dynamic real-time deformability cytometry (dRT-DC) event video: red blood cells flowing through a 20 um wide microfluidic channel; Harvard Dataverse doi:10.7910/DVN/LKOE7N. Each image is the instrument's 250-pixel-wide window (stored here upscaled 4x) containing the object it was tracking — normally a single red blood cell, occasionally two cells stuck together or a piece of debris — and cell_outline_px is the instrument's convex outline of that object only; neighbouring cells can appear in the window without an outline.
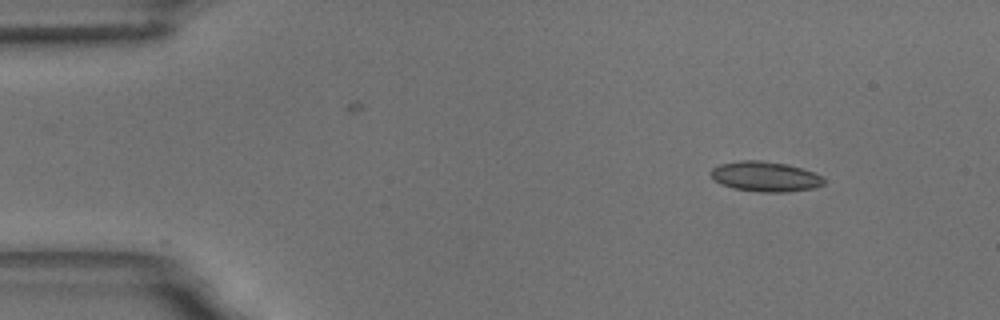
{"species": "common noctule bat (a hibernating species)", "species_latin": "Nyctalus noctula", "temperature_condition": "room temperature", "stored_images_in_passage": 6, "camera_frame_rate_fps": 3000, "um_per_image_px": 0.085, "animal": {"sex": "male", "body_mass_g": 18.8}, "frame": {"image": 1, "passage_image": 2, "time_ms": 1.0, "image_size_px": [1000, 320], "cell_outline_px": [[824, 184], [816, 188], [784, 192], [760, 192], [732, 188], [720, 184], [712, 180], [708, 172], [712, 168], [720, 164], [740, 160], [764, 160], [788, 164], [824, 176]], "centroid_in_image_um": [65.01, 15.0], "position_along_channel_um": 20.0, "area_um2": 20.17}}
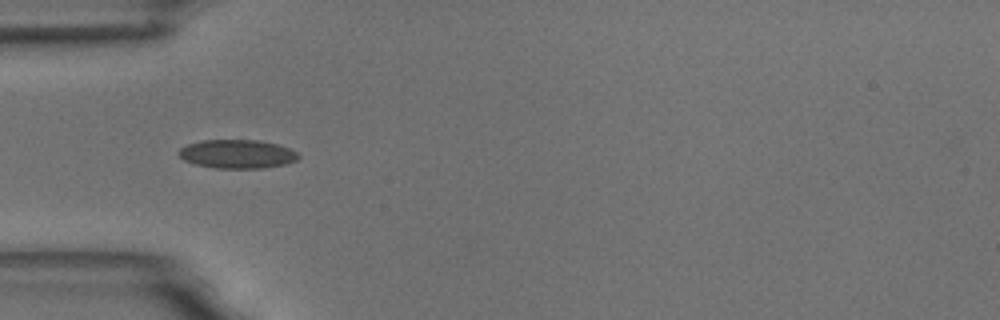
{"frame": {"image": 2, "passage_image": 5, "time_ms": 4.667, "image_size_px": [1000, 320], "cell_outline_px": [[300, 156], [296, 160], [288, 164], [264, 168], [216, 168], [196, 164], [184, 160], [176, 152], [180, 148], [188, 144], [200, 140], [256, 140], [276, 144], [288, 148], [296, 152]], "centroid_in_image_um": [20.15, 13.09], "position_along_channel_um": 64.8, "area_um2": 20.0}}
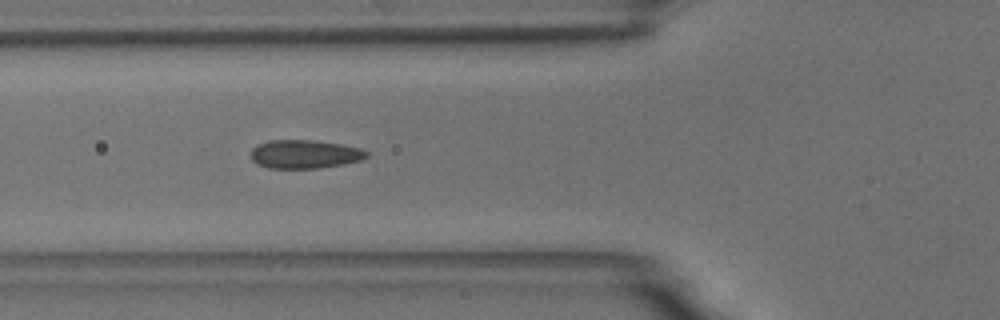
{"frame": {"image": 3, "passage_image": 6, "time_ms": 5.667, "image_size_px": [1000, 320], "cell_outline_px": [[368, 156], [360, 160], [344, 164], [320, 168], [268, 168], [256, 164], [248, 156], [252, 148], [256, 144], [268, 140], [312, 140], [344, 144], [360, 148], [368, 152]], "centroid_in_image_um": [25.85, 13.1], "position_along_channel_um": 100.0, "area_um2": 19.59}}